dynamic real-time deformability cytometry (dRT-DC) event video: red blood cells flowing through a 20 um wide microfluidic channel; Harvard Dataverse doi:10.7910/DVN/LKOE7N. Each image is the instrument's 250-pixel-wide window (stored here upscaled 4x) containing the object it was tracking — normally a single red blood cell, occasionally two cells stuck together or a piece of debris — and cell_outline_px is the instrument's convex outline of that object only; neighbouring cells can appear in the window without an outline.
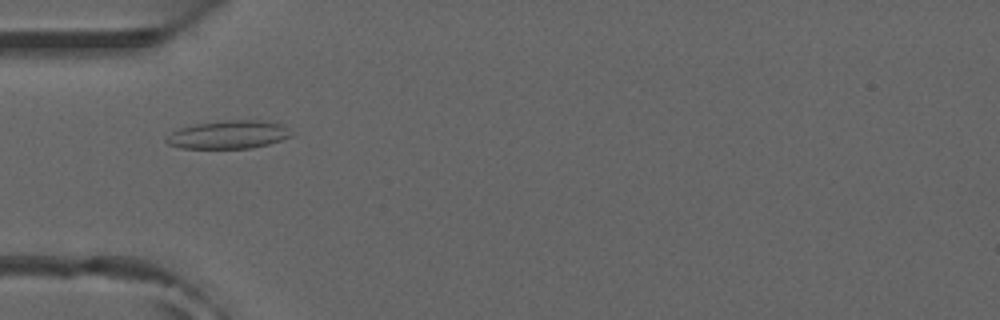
{"species": "common noctule bat (a hibernating species)", "species_latin": "Nyctalus noctula", "temperature_condition": "room temperature", "stored_images_in_passage": 8, "camera_frame_rate_fps": 3000, "um_per_image_px": 0.085, "animal": {"sex": "male", "forearm_length_mm": 52.5}, "frame": {"image": 1, "passage_image": 5, "time_ms": 1.333, "image_size_px": [1000, 320], "cell_outline_px": [[292, 136], [268, 144], [252, 148], [180, 148], [168, 144], [164, 140], [172, 132], [180, 128], [196, 124], [224, 120], [260, 120], [280, 124], [288, 128]], "centroid_in_image_um": [19.41, 11.44], "position_along_channel_um": 65.6, "area_um2": 20.35}}
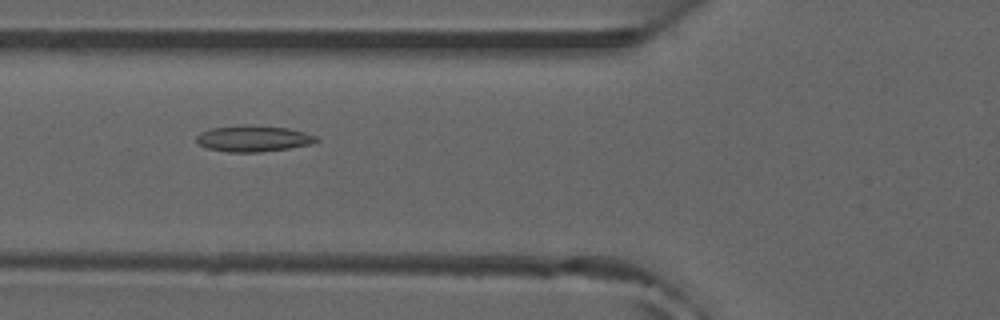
{"frame": {"image": 2, "passage_image": 6, "time_ms": 1.667, "image_size_px": [1000, 320], "cell_outline_px": [[320, 140], [312, 144], [288, 148], [260, 152], [228, 152], [208, 148], [200, 144], [196, 140], [196, 136], [200, 132], [212, 128], [244, 124], [248, 124], [288, 128], [304, 132], [316, 136]], "centroid_in_image_um": [21.54, 11.77], "position_along_channel_um": 104.3, "area_um2": 18.32}}
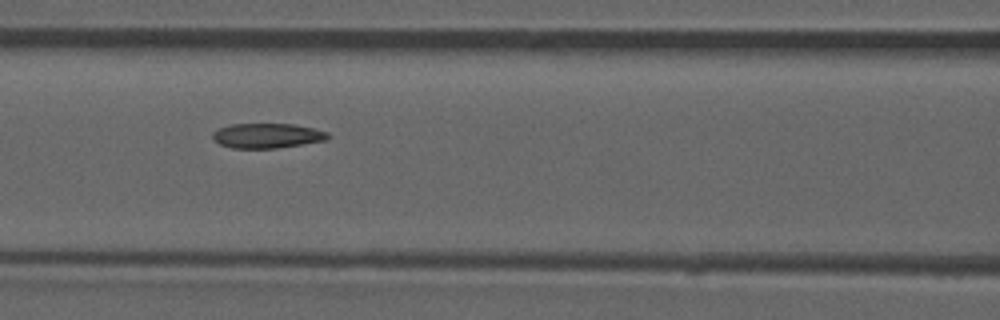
{"frame": {"image": 3, "passage_image": 7, "time_ms": 2.0, "image_size_px": [1000, 320], "cell_outline_px": [[332, 136], [324, 140], [276, 148], [232, 148], [220, 144], [212, 136], [212, 132], [220, 128], [232, 124], [296, 124], [328, 132]], "centroid_in_image_um": [22.71, 11.53], "position_along_channel_um": 143.9, "area_um2": 16.47}}